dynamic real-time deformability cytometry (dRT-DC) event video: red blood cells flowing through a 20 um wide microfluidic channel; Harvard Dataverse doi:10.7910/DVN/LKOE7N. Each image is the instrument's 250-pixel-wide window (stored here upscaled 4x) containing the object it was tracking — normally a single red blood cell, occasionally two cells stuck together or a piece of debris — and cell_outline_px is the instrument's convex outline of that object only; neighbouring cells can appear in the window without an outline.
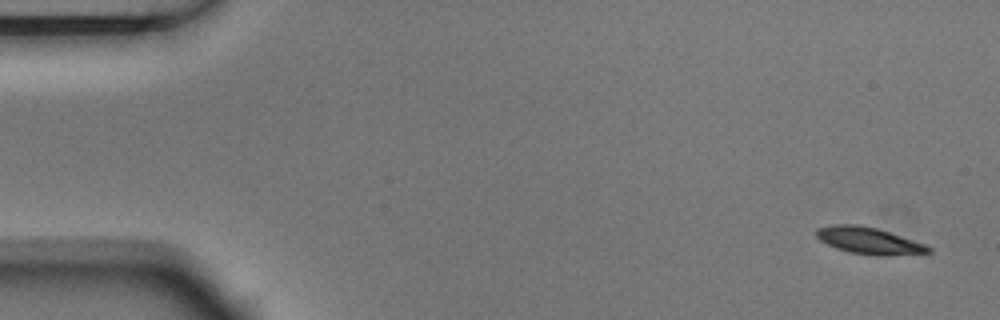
{"species": "Egyptian fruit bat (a non-hibernating species)", "species_latin": "Rousettus aegyptiacus", "temperature_condition": "room temperature", "stored_images_in_passage": 5, "segment_of_instrument_passage": [2, 2], "camera_frame_rate_fps": 3000, "um_per_image_px": 0.085, "animal": {"sex": "male"}, "frame": {"image": 1, "passage_image": 5, "time_ms": 1.333, "image_size_px": [1000, 320], "cell_outline_px": [[932, 252], [884, 256], [876, 256], [848, 252], [836, 248], [820, 240], [816, 236], [816, 228], [832, 224], [860, 224], [876, 228], [924, 244], [932, 248]], "centroid_in_image_um": [73.81, 20.45], "position_along_channel_um": 11.2, "area_um2": 17.4}}